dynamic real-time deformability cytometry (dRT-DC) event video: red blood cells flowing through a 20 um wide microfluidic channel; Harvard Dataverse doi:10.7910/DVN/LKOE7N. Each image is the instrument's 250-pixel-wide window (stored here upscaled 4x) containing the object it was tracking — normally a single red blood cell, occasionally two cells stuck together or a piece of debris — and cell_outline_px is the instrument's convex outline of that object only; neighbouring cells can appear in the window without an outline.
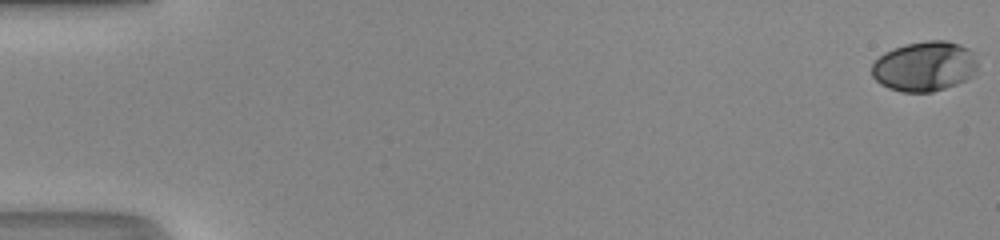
{"species": "human", "species_latin": "Homo sapiens", "temperature_condition": "room temperature", "stored_images_in_passage": 52, "camera_frame_rate_fps": 3000, "um_per_image_px": 0.085, "donor": {"sex": "male"}, "frame": {"image": 1, "passage_image": 1, "time_ms": 0.0, "image_size_px": [1000, 240], "cell_outline_px": [[976, 68], [972, 76], [956, 84], [932, 92], [900, 92], [888, 88], [880, 84], [872, 76], [872, 64], [884, 52], [904, 44], [928, 40], [948, 40], [960, 44], [968, 48], [972, 52], [976, 60]], "centroid_in_image_um": [78.56, 5.63], "position_along_channel_um": 6.4, "area_um2": 30.87}}
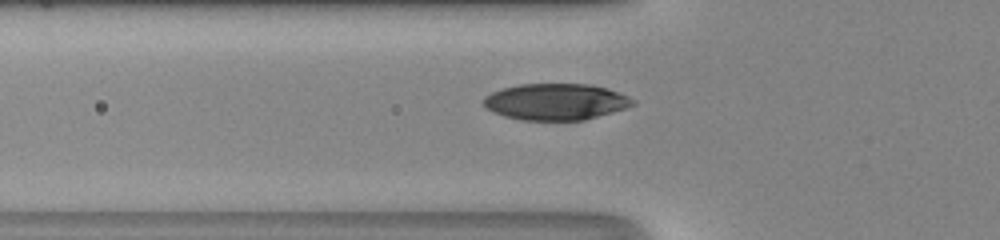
{"frame": {"image": 2, "passage_image": 20, "time_ms": 6.333, "image_size_px": [1000, 240], "cell_outline_px": [[636, 104], [612, 112], [584, 120], [524, 120], [504, 116], [492, 112], [484, 104], [484, 96], [500, 88], [520, 84], [592, 84], [608, 88], [628, 96], [636, 100]], "centroid_in_image_um": [47.25, 8.64], "position_along_channel_um": 78.6, "area_um2": 31.73}}
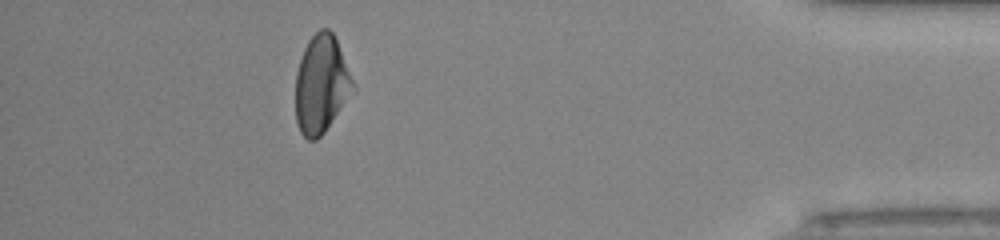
{"frame": {"image": 3, "passage_image": 47, "time_ms": 15.333, "image_size_px": [1000, 240], "cell_outline_px": [[356, 88], [324, 132], [316, 140], [308, 140], [300, 132], [296, 120], [296, 72], [304, 48], [308, 40], [320, 28], [328, 28], [332, 32], [336, 40]], "centroid_in_image_um": [27.29, 7.17], "position_along_channel_um": 407.9, "area_um2": 32.43}, "authors_computed_cell_mechanics": {"area_um2": 32.1368, "velocity_mm_per_s": 4.2007, "shape_relaxation_time_tau1_ms": 3.2576, "shape_relaxation_time_tau2_ms": 1.5677, "deformation_change_tau1": 0.1574, "deformation_change_tau2": 0.0377}}